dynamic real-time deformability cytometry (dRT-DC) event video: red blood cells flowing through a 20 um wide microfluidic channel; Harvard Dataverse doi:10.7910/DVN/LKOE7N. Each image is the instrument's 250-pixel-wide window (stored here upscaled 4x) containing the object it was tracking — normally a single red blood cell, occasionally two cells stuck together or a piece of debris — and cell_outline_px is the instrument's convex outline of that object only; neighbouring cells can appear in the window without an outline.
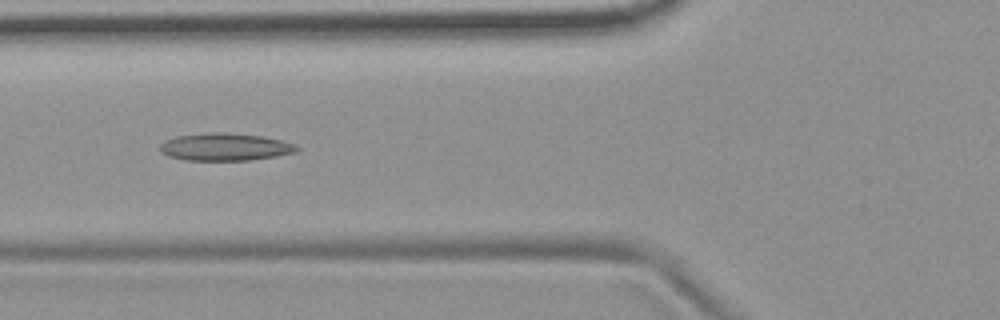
{"species": "common noctule bat (a hibernating species)", "species_latin": "Nyctalus noctula", "temperature_condition": "room temperature", "stored_images_in_passage": 6, "camera_frame_rate_fps": 3000, "um_per_image_px": 0.085, "animal": {"sex": "female", "body_mass_g": 19.9}, "frame": {"image": 1, "passage_image": 6, "time_ms": 5.667, "image_size_px": [1000, 320], "cell_outline_px": [[300, 148], [296, 152], [276, 156], [248, 160], [184, 160], [168, 156], [160, 152], [160, 144], [164, 140], [176, 136], [212, 132], [224, 132], [260, 136], [280, 140], [296, 144]], "centroid_in_image_um": [19.1, 12.49], "position_along_channel_um": 106.7, "area_um2": 21.91}}